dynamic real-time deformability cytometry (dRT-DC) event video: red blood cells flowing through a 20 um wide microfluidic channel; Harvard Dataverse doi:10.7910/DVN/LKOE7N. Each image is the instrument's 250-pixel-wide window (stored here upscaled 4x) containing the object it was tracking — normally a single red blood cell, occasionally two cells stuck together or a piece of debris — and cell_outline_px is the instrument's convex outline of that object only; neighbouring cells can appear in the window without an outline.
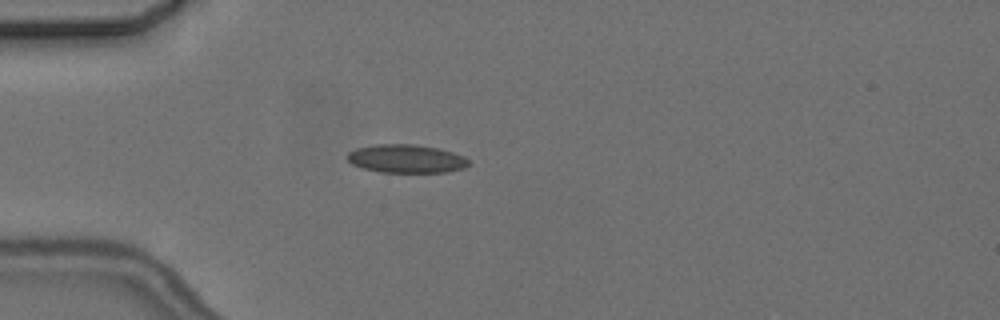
{"species": "common noctule bat (a hibernating species)", "species_latin": "Nyctalus noctula", "temperature_condition": "cold", "stored_images_in_passage": 4, "camera_frame_rate_fps": 3000, "um_per_image_px": 0.085, "animal": {"sex": "female", "body_mass_g": 24.6, "forearm_length_mm": 56.2}, "frame": {"image": 1, "passage_image": 4, "time_ms": 3.333, "image_size_px": [1000, 320], "cell_outline_px": [[468, 164], [464, 168], [448, 172], [380, 172], [364, 168], [352, 164], [348, 160], [348, 152], [356, 148], [376, 144], [416, 144], [436, 148], [452, 152], [464, 156], [468, 160]], "centroid_in_image_um": [34.53, 13.49], "position_along_channel_um": 50.5, "area_um2": 19.94}}